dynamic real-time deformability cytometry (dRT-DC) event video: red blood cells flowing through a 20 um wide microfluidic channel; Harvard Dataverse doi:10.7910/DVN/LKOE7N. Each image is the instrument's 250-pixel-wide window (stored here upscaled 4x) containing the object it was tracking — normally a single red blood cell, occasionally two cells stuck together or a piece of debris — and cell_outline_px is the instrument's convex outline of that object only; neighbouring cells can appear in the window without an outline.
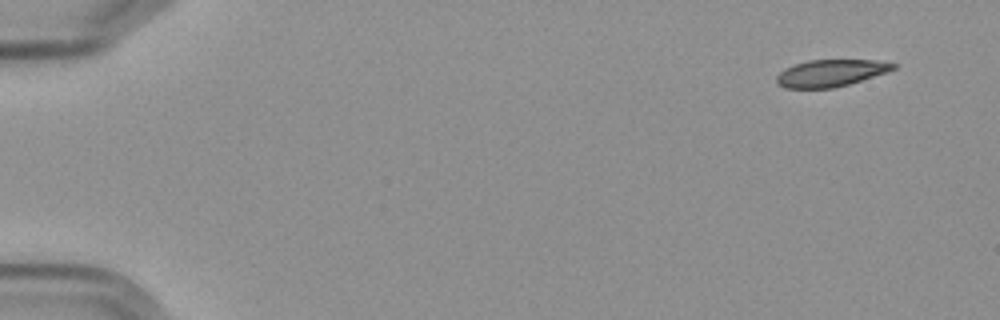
{"species": "Egyptian fruit bat (a non-hibernating species)", "species_latin": "Rousettus aegyptiacus", "temperature_condition": "cold", "stored_images_in_passage": 5, "camera_frame_rate_fps": 3000, "um_per_image_px": 0.085, "frame": {"image": 1, "passage_image": 1, "time_ms": 0.0, "image_size_px": [1000, 320], "cell_outline_px": [[896, 68], [888, 72], [848, 84], [832, 88], [784, 88], [776, 84], [776, 76], [784, 68], [808, 60], [876, 60], [896, 64]], "centroid_in_image_um": [70.58, 6.21], "position_along_channel_um": 14.4, "area_um2": 18.32}}
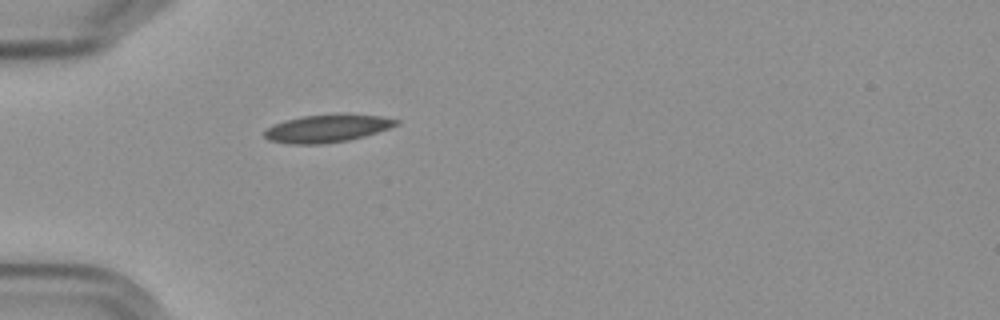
{"frame": {"image": 2, "passage_image": 5, "time_ms": 4.667, "image_size_px": [1000, 320], "cell_outline_px": [[400, 124], [364, 136], [348, 140], [324, 144], [288, 144], [268, 140], [264, 136], [264, 128], [272, 124], [284, 120], [300, 116], [340, 112], [348, 112], [380, 116], [400, 120]], "centroid_in_image_um": [27.78, 10.88], "position_along_channel_um": 57.2, "area_um2": 22.02}}